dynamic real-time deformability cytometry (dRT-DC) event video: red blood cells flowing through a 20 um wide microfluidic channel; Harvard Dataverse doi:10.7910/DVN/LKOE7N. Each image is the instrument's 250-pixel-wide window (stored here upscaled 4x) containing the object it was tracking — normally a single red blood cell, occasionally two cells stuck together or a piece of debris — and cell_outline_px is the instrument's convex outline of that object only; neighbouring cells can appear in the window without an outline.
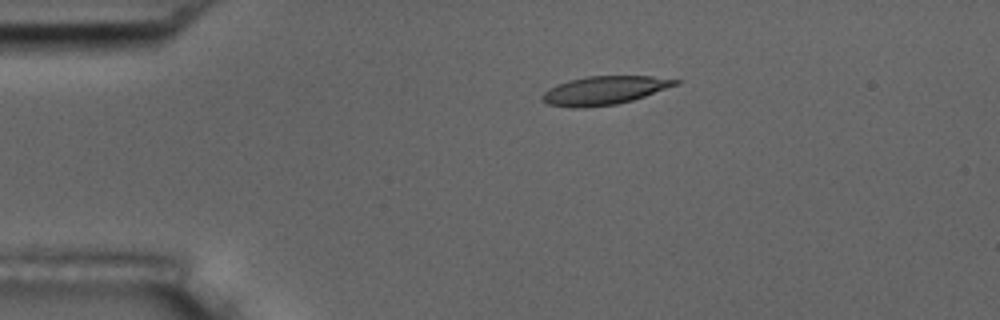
{"species": "common noctule bat (a hibernating species)", "species_latin": "Nyctalus noctula", "temperature_condition": "room temperature", "stored_images_in_passage": 6, "camera_frame_rate_fps": 3000, "um_per_image_px": 0.085, "animal": {"sex": "male", "body_mass_g": 17.5, "forearm_length_mm": 52.3}, "frame": {"image": 1, "passage_image": 4, "time_ms": 3.333, "image_size_px": [1000, 320], "cell_outline_px": [[680, 84], [632, 100], [616, 104], [584, 108], [572, 108], [548, 104], [540, 100], [540, 96], [548, 88], [556, 84], [568, 80], [584, 76], [652, 76], [680, 80]], "centroid_in_image_um": [51.32, 7.68], "position_along_channel_um": 33.7, "area_um2": 22.31}}
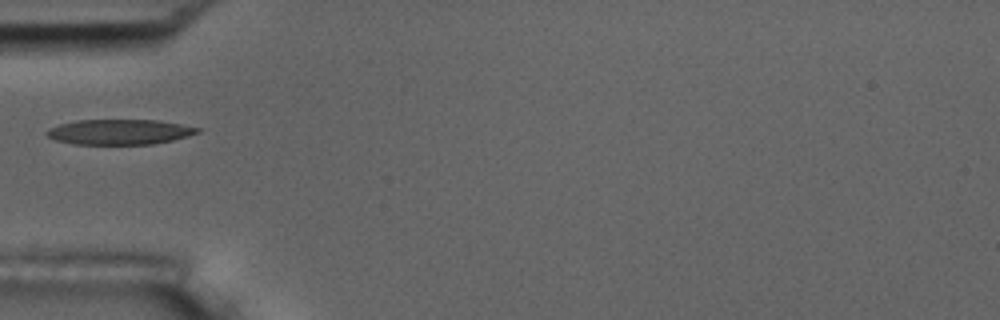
{"frame": {"image": 2, "passage_image": 6, "time_ms": 5.667, "image_size_px": [1000, 320], "cell_outline_px": [[200, 132], [188, 136], [172, 140], [152, 144], [72, 144], [56, 140], [48, 136], [44, 132], [48, 128], [60, 124], [76, 120], [160, 120], [200, 128]], "centroid_in_image_um": [10.14, 11.21], "position_along_channel_um": 74.9, "area_um2": 22.14}}